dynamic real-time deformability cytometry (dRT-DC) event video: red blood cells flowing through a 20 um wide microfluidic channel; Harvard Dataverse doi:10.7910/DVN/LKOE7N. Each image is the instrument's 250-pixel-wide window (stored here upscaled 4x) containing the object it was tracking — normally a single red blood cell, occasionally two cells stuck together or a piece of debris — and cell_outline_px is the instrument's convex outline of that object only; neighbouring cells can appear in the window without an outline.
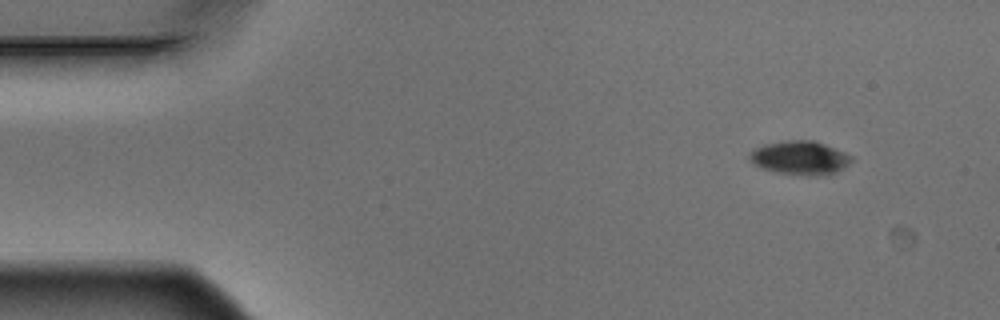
{"species": "Egyptian fruit bat (a non-hibernating species)", "species_latin": "Rousettus aegyptiacus", "temperature_condition": "warm", "stored_images_in_passage": 3, "camera_frame_rate_fps": 3000, "um_per_image_px": 0.085, "animal": {"sex": "male"}, "frame": {"image": 1, "passage_image": 1, "time_ms": 0.0, "image_size_px": [1000, 320], "cell_outline_px": [[852, 160], [848, 164], [836, 172], [776, 172], [760, 168], [752, 164], [748, 160], [748, 156], [756, 148], [764, 144], [784, 140], [812, 140], [836, 148], [852, 156]], "centroid_in_image_um": [67.92, 13.35], "position_along_channel_um": 17.1, "area_um2": 19.13}}
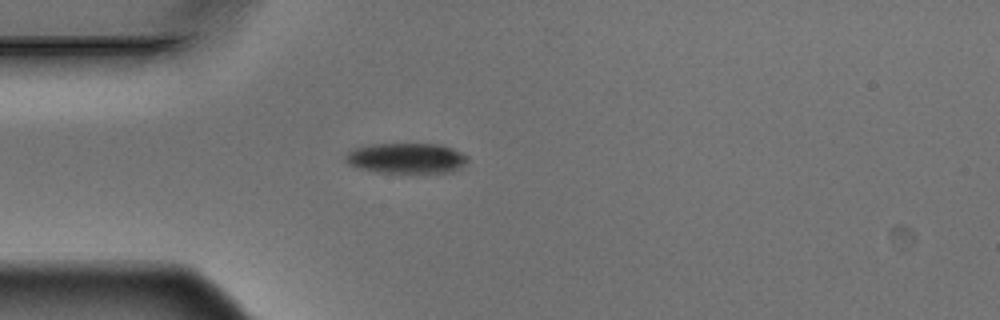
{"frame": {"image": 2, "passage_image": 3, "time_ms": 0.667, "image_size_px": [1000, 320], "cell_outline_px": [[468, 160], [464, 164], [452, 172], [376, 172], [356, 168], [348, 164], [344, 160], [344, 156], [348, 152], [356, 148], [372, 144], [440, 144], [452, 148], [468, 156]], "centroid_in_image_um": [34.51, 13.45], "position_along_channel_um": 50.5, "area_um2": 21.56}}